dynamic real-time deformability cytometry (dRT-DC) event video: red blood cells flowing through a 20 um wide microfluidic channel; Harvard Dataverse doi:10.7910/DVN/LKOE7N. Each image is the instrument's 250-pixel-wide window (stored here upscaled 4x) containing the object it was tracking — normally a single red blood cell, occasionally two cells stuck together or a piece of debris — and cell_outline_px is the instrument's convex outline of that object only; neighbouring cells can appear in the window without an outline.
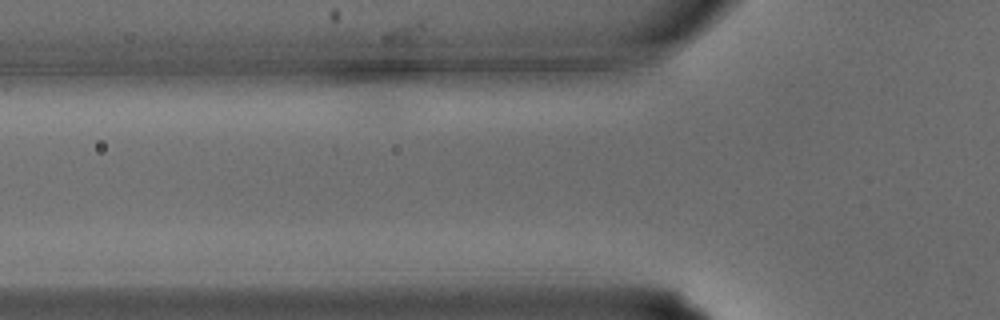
{"species": "common noctule bat (a hibernating species)", "species_latin": "Nyctalus noctula", "temperature_condition": "warm", "stored_images_in_passage": 3, "camera_frame_rate_fps": 3000, "um_per_image_px": 0.085, "animal": {"sex": "male", "body_mass_g": 15.6}, "frame": {"image": 1, "passage_image": 3, "time_ms": 0.667, "image_size_px": [1000, 320], "cell_outline_px": [[596, 136], [580, 140], [548, 144], [500, 148], [420, 144], [412, 140], [412, 136], [420, 132], [440, 128], [568, 128], [596, 132]], "centroid_in_image_um": [42.49, 11.63], "position_along_channel_um": 83.3, "area_um2": 20.81}}